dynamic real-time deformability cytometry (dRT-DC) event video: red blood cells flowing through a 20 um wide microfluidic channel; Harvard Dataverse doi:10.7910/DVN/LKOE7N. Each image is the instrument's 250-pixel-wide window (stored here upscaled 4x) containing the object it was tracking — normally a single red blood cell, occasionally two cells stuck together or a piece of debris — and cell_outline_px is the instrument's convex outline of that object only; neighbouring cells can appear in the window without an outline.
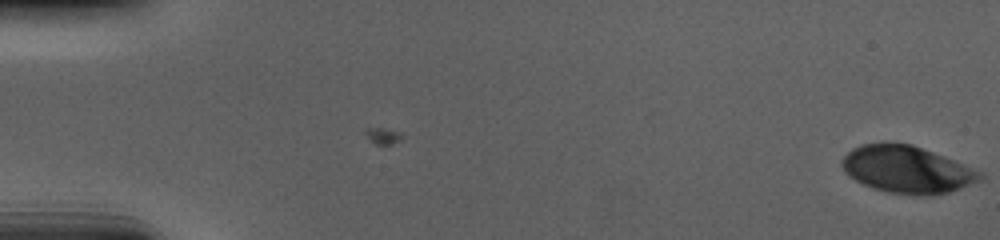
{"species": "human", "species_latin": "Homo sapiens", "temperature_condition": "cold", "stored_images_in_passage": 57, "camera_frame_rate_fps": 3000, "um_per_image_px": 0.085, "donor": {"sex": "male"}, "frame": {"image": 1, "passage_image": 1, "time_ms": 0.0, "image_size_px": [1000, 240], "cell_outline_px": [[984, 176], [980, 180], [948, 192], [932, 196], [920, 196], [888, 192], [872, 188], [848, 176], [840, 164], [840, 160], [852, 148], [860, 144], [884, 140], [912, 144], [944, 156], [984, 172]], "centroid_in_image_um": [77.06, 14.38], "position_along_channel_um": 7.9, "area_um2": 38.55}}
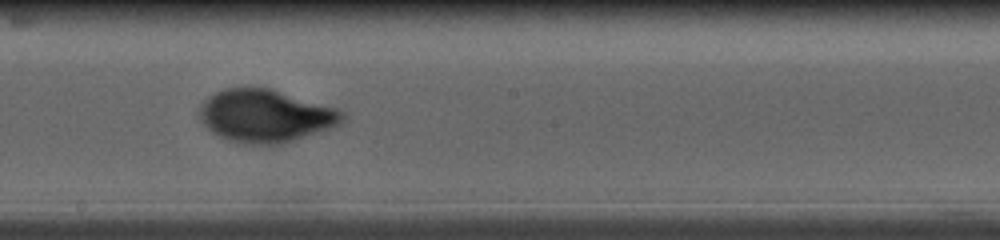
{"frame": {"image": 2, "passage_image": 33, "time_ms": 10.667, "image_size_px": [1000, 240], "cell_outline_px": [[348, 116], [340, 124], [296, 140], [284, 144], [240, 144], [228, 140], [212, 132], [200, 120], [200, 104], [208, 96], [224, 88], [268, 88], [340, 108]], "centroid_in_image_um": [22.6, 9.85], "position_along_channel_um": 225.6, "area_um2": 44.1}}
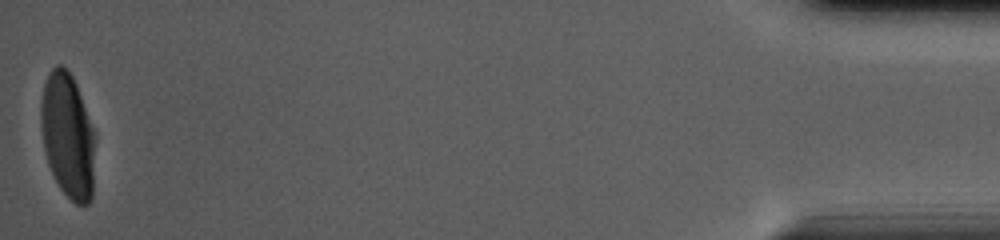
{"frame": {"image": 3, "passage_image": 57, "time_ms": 18.667, "image_size_px": [1000, 240], "cell_outline_px": [[96, 136], [92, 196], [88, 204], [76, 204], [60, 188], [48, 164], [44, 148], [40, 124], [40, 100], [44, 84], [48, 72], [56, 64], [60, 64], [72, 76], [76, 84], [96, 132]], "centroid_in_image_um": [5.77, 11.5], "position_along_channel_um": 429.4, "area_um2": 39.94}, "authors_computed_cell_mechanics": {"area_um2": 40.9802, "velocity_mm_per_s": 3.6792, "shape_relaxation_time_tau1_ms": 4.4582, "shape_relaxation_time_tau2_ms": null, "deformation_change_tau1": 0.1815, "deformation_change_tau2": null}}